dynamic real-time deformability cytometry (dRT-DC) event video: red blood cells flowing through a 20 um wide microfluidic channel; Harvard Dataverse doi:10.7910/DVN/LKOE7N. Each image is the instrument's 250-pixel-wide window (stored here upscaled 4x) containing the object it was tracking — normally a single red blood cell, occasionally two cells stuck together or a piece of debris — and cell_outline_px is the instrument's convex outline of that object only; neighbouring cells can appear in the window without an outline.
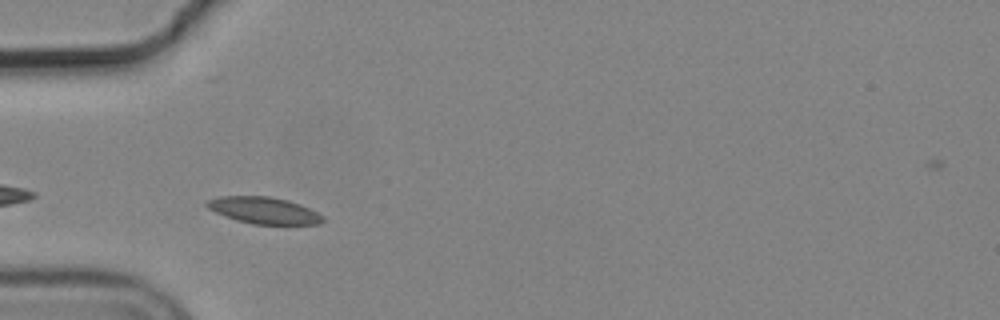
{"species": "common noctule bat (a hibernating species)", "species_latin": "Nyctalus noctula", "temperature_condition": "cold", "stored_images_in_passage": 6, "camera_frame_rate_fps": 3000, "um_per_image_px": 0.085, "animal": {"sex": "male", "body_mass_g": 19.2, "forearm_length_mm": 51.8}, "frame": {"image": 1, "passage_image": 2, "time_ms": 0.333, "image_size_px": [1000, 320], "cell_outline_px": [[324, 220], [320, 224], [252, 224], [236, 220], [216, 212], [208, 208], [204, 204], [208, 200], [220, 196], [268, 196], [288, 200], [300, 204], [324, 216]], "centroid_in_image_um": [22.43, 17.88], "position_along_channel_um": 62.6, "area_um2": 17.92}}